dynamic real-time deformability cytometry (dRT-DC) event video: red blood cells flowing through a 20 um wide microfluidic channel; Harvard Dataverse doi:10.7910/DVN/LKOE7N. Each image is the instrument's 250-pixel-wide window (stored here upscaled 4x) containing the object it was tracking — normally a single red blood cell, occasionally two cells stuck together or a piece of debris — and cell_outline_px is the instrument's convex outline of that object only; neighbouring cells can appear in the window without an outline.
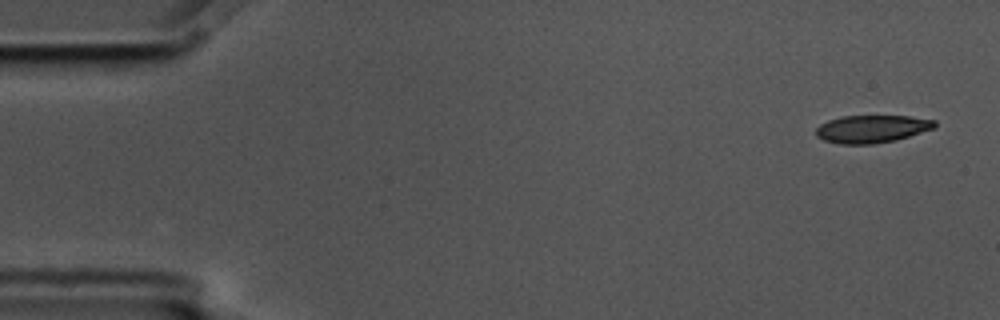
{"species": "common noctule bat (a hibernating species)", "species_latin": "Nyctalus noctula", "temperature_condition": "cold", "stored_images_in_passage": 9, "camera_frame_rate_fps": 3000, "um_per_image_px": 0.085, "animal": {"sex": "male", "body_mass_g": 17.5, "forearm_length_mm": 52.3}, "frame": {"image": 1, "passage_image": 1, "time_ms": 0.0, "image_size_px": [1000, 320], "cell_outline_px": [[936, 128], [896, 140], [872, 144], [840, 144], [824, 140], [816, 136], [816, 128], [820, 124], [828, 120], [840, 116], [908, 116], [936, 120]], "centroid_in_image_um": [74.11, 10.95], "position_along_channel_um": 10.9, "area_um2": 19.25}}
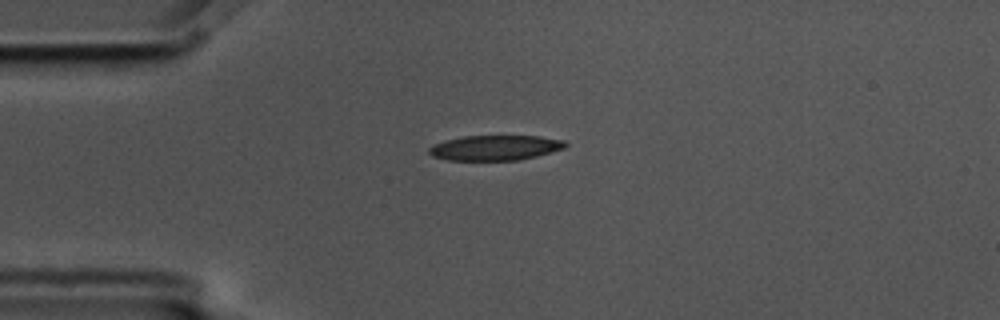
{"frame": {"image": 2, "passage_image": 4, "time_ms": 1.0, "image_size_px": [1000, 320], "cell_outline_px": [[568, 144], [564, 148], [536, 156], [516, 160], [448, 160], [432, 156], [428, 152], [428, 148], [436, 144], [448, 140], [464, 136], [540, 136], [564, 140]], "centroid_in_image_um": [42.1, 12.56], "position_along_channel_um": 42.9, "area_um2": 19.71}}